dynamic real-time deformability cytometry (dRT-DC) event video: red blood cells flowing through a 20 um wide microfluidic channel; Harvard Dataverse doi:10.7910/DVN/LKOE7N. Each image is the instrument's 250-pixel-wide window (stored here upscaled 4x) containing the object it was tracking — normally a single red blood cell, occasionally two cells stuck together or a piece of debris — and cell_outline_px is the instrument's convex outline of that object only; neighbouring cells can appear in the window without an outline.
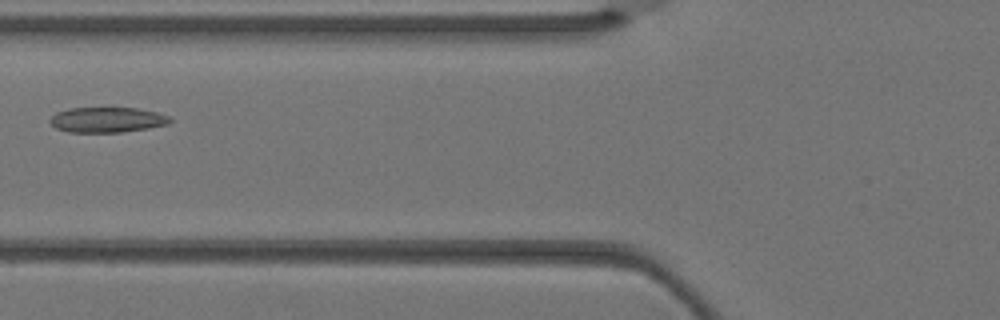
{"species": "Egyptian fruit bat (a non-hibernating species)", "species_latin": "Rousettus aegyptiacus", "temperature_condition": "warm", "stored_images_in_passage": 5, "camera_frame_rate_fps": 3000, "um_per_image_px": 0.085, "animal": {"sex": "female"}, "frame": {"image": 1, "passage_image": 5, "time_ms": 1.333, "image_size_px": [1000, 320], "cell_outline_px": [[172, 120], [168, 124], [148, 128], [120, 132], [68, 132], [56, 128], [48, 120], [56, 112], [72, 108], [136, 108], [156, 112], [168, 116]], "centroid_in_image_um": [9.09, 10.18], "position_along_channel_um": 116.7, "area_um2": 17.51}}